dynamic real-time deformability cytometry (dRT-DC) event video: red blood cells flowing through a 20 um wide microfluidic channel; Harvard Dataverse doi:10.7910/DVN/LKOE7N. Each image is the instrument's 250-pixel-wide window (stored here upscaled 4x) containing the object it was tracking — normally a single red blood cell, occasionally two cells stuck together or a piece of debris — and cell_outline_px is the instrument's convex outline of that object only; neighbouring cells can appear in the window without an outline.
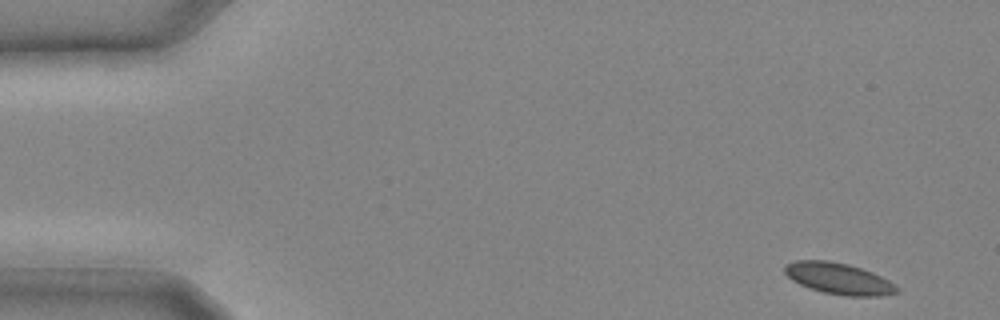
{"species": "common noctule bat (a hibernating species)", "species_latin": "Nyctalus noctula", "temperature_condition": "cold", "stored_images_in_passage": 11, "camera_frame_rate_fps": 3000, "um_per_image_px": 0.085, "animal": {"sex": "male", "body_mass_g": 20.4}, "frame": {"image": 1, "passage_image": 1, "time_ms": 0.0, "image_size_px": [1000, 320], "cell_outline_px": [[900, 292], [880, 296], [848, 296], [824, 292], [808, 288], [792, 280], [784, 272], [784, 264], [796, 260], [828, 260], [848, 264], [872, 272], [888, 280], [900, 288]], "centroid_in_image_um": [71.28, 23.67], "position_along_channel_um": 13.7, "area_um2": 20.52}}
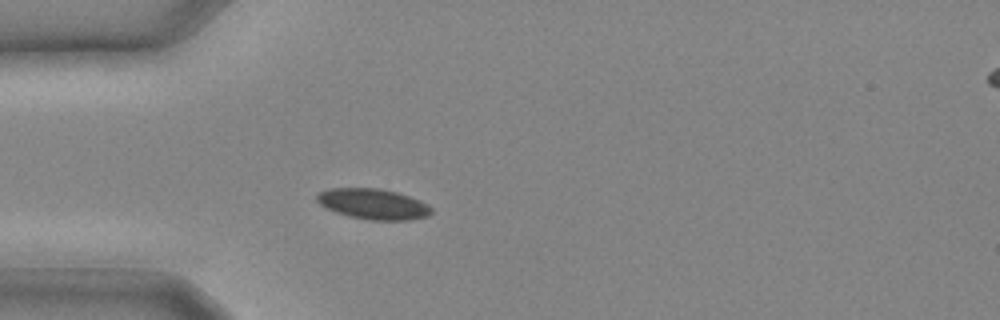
{"frame": {"image": 2, "passage_image": 7, "time_ms": 2.0, "image_size_px": [1000, 320], "cell_outline_px": [[432, 212], [428, 216], [408, 220], [368, 220], [348, 216], [324, 208], [316, 200], [316, 192], [328, 188], [380, 188], [396, 192], [420, 200], [428, 204], [432, 208]], "centroid_in_image_um": [31.68, 17.34], "position_along_channel_um": 53.3, "area_um2": 20.63}}
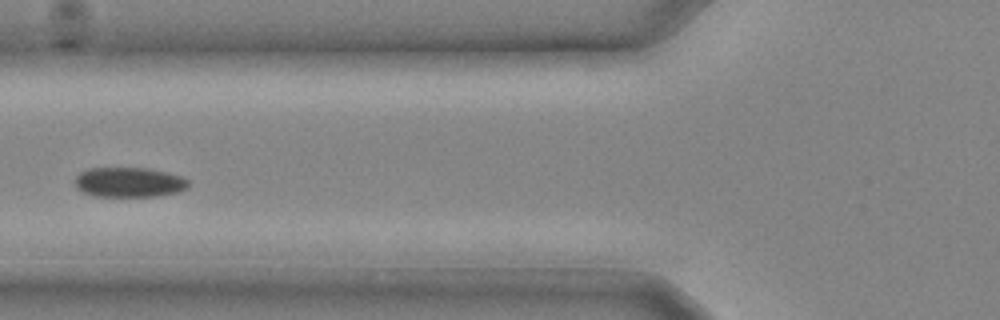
{"frame": {"image": 3, "passage_image": 10, "time_ms": 3.0, "image_size_px": [1000, 320], "cell_outline_px": [[188, 188], [176, 192], [156, 196], [92, 196], [80, 192], [76, 188], [76, 176], [80, 172], [88, 168], [144, 168], [168, 172], [180, 176], [188, 180]], "centroid_in_image_um": [10.93, 15.49], "position_along_channel_um": 114.9, "area_um2": 19.77}}